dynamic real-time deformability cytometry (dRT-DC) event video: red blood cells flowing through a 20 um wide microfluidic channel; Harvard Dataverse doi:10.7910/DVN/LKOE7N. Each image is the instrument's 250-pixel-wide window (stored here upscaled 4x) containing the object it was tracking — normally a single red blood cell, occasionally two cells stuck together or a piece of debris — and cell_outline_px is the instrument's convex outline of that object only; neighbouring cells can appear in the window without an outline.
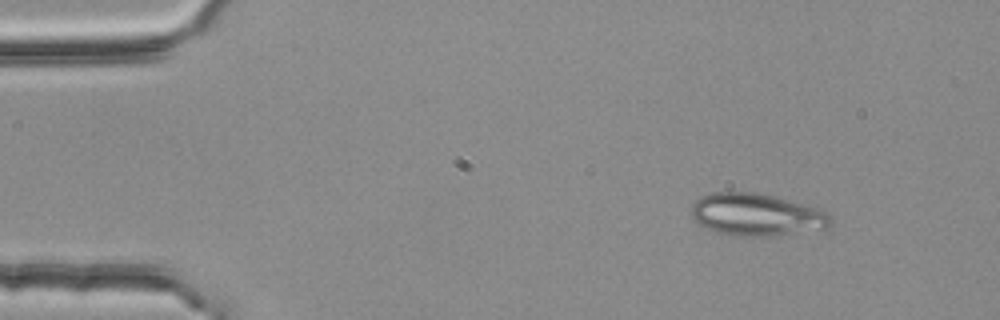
{"species": "common noctule bat (a hibernating species)", "species_latin": "Nyctalus noctula", "temperature_condition": "room temperature", "stored_images_in_passage": 3, "camera_frame_rate_fps": 3000, "um_per_image_px": 0.085, "animal": {"sex": "female", "body_mass_g": 25.1}, "frame": {"image": 1, "passage_image": 1, "time_ms": 0.0, "image_size_px": [1000, 320], "cell_outline_px": [[832, 224], [828, 228], [772, 236], [736, 236], [716, 232], [696, 224], [692, 216], [692, 204], [700, 196], [712, 192], [752, 192], [772, 196], [804, 204], [828, 212], [832, 220]], "centroid_in_image_um": [64.28, 18.26], "position_along_channel_um": 20.7, "area_um2": 34.45}}